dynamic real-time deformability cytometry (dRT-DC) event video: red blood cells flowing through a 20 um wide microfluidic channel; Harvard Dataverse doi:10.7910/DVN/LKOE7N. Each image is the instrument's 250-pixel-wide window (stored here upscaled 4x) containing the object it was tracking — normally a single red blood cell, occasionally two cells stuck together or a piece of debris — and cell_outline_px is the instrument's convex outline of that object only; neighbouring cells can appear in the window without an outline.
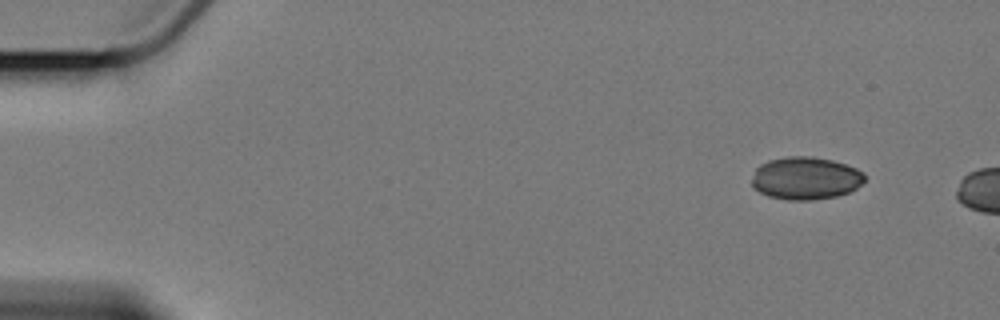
{"species": "Egyptian fruit bat (a non-hibernating species)", "species_latin": "Rousettus aegyptiacus", "temperature_condition": "cold", "stored_images_in_passage": 3, "camera_frame_rate_fps": 3000, "um_per_image_px": 0.085, "animal": {"sex": "female"}, "frame": {"image": 1, "passage_image": 1, "time_ms": 0.0, "image_size_px": [1000, 320], "cell_outline_px": [[864, 180], [856, 188], [848, 192], [836, 196], [812, 200], [788, 200], [768, 196], [752, 188], [752, 180], [756, 168], [760, 164], [768, 160], [788, 156], [812, 156], [832, 160], [856, 168], [864, 172]], "centroid_in_image_um": [68.45, 15.14], "position_along_channel_um": 16.5, "area_um2": 28.09}}